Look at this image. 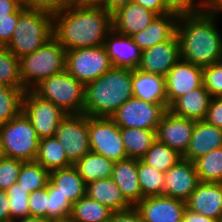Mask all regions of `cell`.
<instances>
[{"label":"cell","instance_id":"obj_31","mask_svg":"<svg viewBox=\"0 0 222 222\" xmlns=\"http://www.w3.org/2000/svg\"><path fill=\"white\" fill-rule=\"evenodd\" d=\"M113 211L105 205L84 196L72 205L73 222H108Z\"/></svg>","mask_w":222,"mask_h":222},{"label":"cell","instance_id":"obj_10","mask_svg":"<svg viewBox=\"0 0 222 222\" xmlns=\"http://www.w3.org/2000/svg\"><path fill=\"white\" fill-rule=\"evenodd\" d=\"M168 109L167 105L150 103L131 97L110 118L119 127L156 130Z\"/></svg>","mask_w":222,"mask_h":222},{"label":"cell","instance_id":"obj_12","mask_svg":"<svg viewBox=\"0 0 222 222\" xmlns=\"http://www.w3.org/2000/svg\"><path fill=\"white\" fill-rule=\"evenodd\" d=\"M65 150L68 160L74 165L91 151L88 134V116L67 114L54 135Z\"/></svg>","mask_w":222,"mask_h":222},{"label":"cell","instance_id":"obj_28","mask_svg":"<svg viewBox=\"0 0 222 222\" xmlns=\"http://www.w3.org/2000/svg\"><path fill=\"white\" fill-rule=\"evenodd\" d=\"M115 162L90 151L78 160L74 166L80 177L88 184L90 182L112 177Z\"/></svg>","mask_w":222,"mask_h":222},{"label":"cell","instance_id":"obj_57","mask_svg":"<svg viewBox=\"0 0 222 222\" xmlns=\"http://www.w3.org/2000/svg\"><path fill=\"white\" fill-rule=\"evenodd\" d=\"M51 222H73V221L70 218H67V219L51 220Z\"/></svg>","mask_w":222,"mask_h":222},{"label":"cell","instance_id":"obj_48","mask_svg":"<svg viewBox=\"0 0 222 222\" xmlns=\"http://www.w3.org/2000/svg\"><path fill=\"white\" fill-rule=\"evenodd\" d=\"M133 2L143 6L157 15L169 13L165 8L163 0H134Z\"/></svg>","mask_w":222,"mask_h":222},{"label":"cell","instance_id":"obj_47","mask_svg":"<svg viewBox=\"0 0 222 222\" xmlns=\"http://www.w3.org/2000/svg\"><path fill=\"white\" fill-rule=\"evenodd\" d=\"M108 222H143L139 211L132 207L128 210L113 212Z\"/></svg>","mask_w":222,"mask_h":222},{"label":"cell","instance_id":"obj_34","mask_svg":"<svg viewBox=\"0 0 222 222\" xmlns=\"http://www.w3.org/2000/svg\"><path fill=\"white\" fill-rule=\"evenodd\" d=\"M50 181V172L47 171L36 161L23 162L17 183L20 184L25 191L32 193L36 190L47 187Z\"/></svg>","mask_w":222,"mask_h":222},{"label":"cell","instance_id":"obj_33","mask_svg":"<svg viewBox=\"0 0 222 222\" xmlns=\"http://www.w3.org/2000/svg\"><path fill=\"white\" fill-rule=\"evenodd\" d=\"M137 171L142 199L164 195L165 177L163 172L152 168L142 159H138Z\"/></svg>","mask_w":222,"mask_h":222},{"label":"cell","instance_id":"obj_15","mask_svg":"<svg viewBox=\"0 0 222 222\" xmlns=\"http://www.w3.org/2000/svg\"><path fill=\"white\" fill-rule=\"evenodd\" d=\"M180 60V42L176 35L172 40L156 44L142 51L138 69L145 73L166 77Z\"/></svg>","mask_w":222,"mask_h":222},{"label":"cell","instance_id":"obj_40","mask_svg":"<svg viewBox=\"0 0 222 222\" xmlns=\"http://www.w3.org/2000/svg\"><path fill=\"white\" fill-rule=\"evenodd\" d=\"M23 162L19 159L0 158V190H7L17 183Z\"/></svg>","mask_w":222,"mask_h":222},{"label":"cell","instance_id":"obj_21","mask_svg":"<svg viewBox=\"0 0 222 222\" xmlns=\"http://www.w3.org/2000/svg\"><path fill=\"white\" fill-rule=\"evenodd\" d=\"M179 16L173 13L157 15L144 30L131 35L132 40L143 51L156 44L172 40L177 35Z\"/></svg>","mask_w":222,"mask_h":222},{"label":"cell","instance_id":"obj_6","mask_svg":"<svg viewBox=\"0 0 222 222\" xmlns=\"http://www.w3.org/2000/svg\"><path fill=\"white\" fill-rule=\"evenodd\" d=\"M32 91L67 114H83L85 86L66 70L42 80Z\"/></svg>","mask_w":222,"mask_h":222},{"label":"cell","instance_id":"obj_2","mask_svg":"<svg viewBox=\"0 0 222 222\" xmlns=\"http://www.w3.org/2000/svg\"><path fill=\"white\" fill-rule=\"evenodd\" d=\"M215 19V15L206 11L179 17L177 36L181 60L201 67L215 64L222 53V36Z\"/></svg>","mask_w":222,"mask_h":222},{"label":"cell","instance_id":"obj_49","mask_svg":"<svg viewBox=\"0 0 222 222\" xmlns=\"http://www.w3.org/2000/svg\"><path fill=\"white\" fill-rule=\"evenodd\" d=\"M22 9L20 0H0V18L8 17V14L19 13Z\"/></svg>","mask_w":222,"mask_h":222},{"label":"cell","instance_id":"obj_4","mask_svg":"<svg viewBox=\"0 0 222 222\" xmlns=\"http://www.w3.org/2000/svg\"><path fill=\"white\" fill-rule=\"evenodd\" d=\"M6 48L17 58L31 54L53 37V14L23 8Z\"/></svg>","mask_w":222,"mask_h":222},{"label":"cell","instance_id":"obj_3","mask_svg":"<svg viewBox=\"0 0 222 222\" xmlns=\"http://www.w3.org/2000/svg\"><path fill=\"white\" fill-rule=\"evenodd\" d=\"M133 97L132 69L115 68L85 85L83 114L90 117H111Z\"/></svg>","mask_w":222,"mask_h":222},{"label":"cell","instance_id":"obj_32","mask_svg":"<svg viewBox=\"0 0 222 222\" xmlns=\"http://www.w3.org/2000/svg\"><path fill=\"white\" fill-rule=\"evenodd\" d=\"M141 159L159 172L166 173L183 159V156L178 151L156 140Z\"/></svg>","mask_w":222,"mask_h":222},{"label":"cell","instance_id":"obj_46","mask_svg":"<svg viewBox=\"0 0 222 222\" xmlns=\"http://www.w3.org/2000/svg\"><path fill=\"white\" fill-rule=\"evenodd\" d=\"M205 121L222 129V97L211 98Z\"/></svg>","mask_w":222,"mask_h":222},{"label":"cell","instance_id":"obj_37","mask_svg":"<svg viewBox=\"0 0 222 222\" xmlns=\"http://www.w3.org/2000/svg\"><path fill=\"white\" fill-rule=\"evenodd\" d=\"M0 82L7 86L23 88L19 58L6 47H0Z\"/></svg>","mask_w":222,"mask_h":222},{"label":"cell","instance_id":"obj_53","mask_svg":"<svg viewBox=\"0 0 222 222\" xmlns=\"http://www.w3.org/2000/svg\"><path fill=\"white\" fill-rule=\"evenodd\" d=\"M133 1L134 0H107L105 4V10L112 14L119 8L128 5Z\"/></svg>","mask_w":222,"mask_h":222},{"label":"cell","instance_id":"obj_36","mask_svg":"<svg viewBox=\"0 0 222 222\" xmlns=\"http://www.w3.org/2000/svg\"><path fill=\"white\" fill-rule=\"evenodd\" d=\"M26 90L4 85L0 88V126L22 111V99Z\"/></svg>","mask_w":222,"mask_h":222},{"label":"cell","instance_id":"obj_51","mask_svg":"<svg viewBox=\"0 0 222 222\" xmlns=\"http://www.w3.org/2000/svg\"><path fill=\"white\" fill-rule=\"evenodd\" d=\"M182 222H220V220L205 217L199 213L190 211L186 208Z\"/></svg>","mask_w":222,"mask_h":222},{"label":"cell","instance_id":"obj_16","mask_svg":"<svg viewBox=\"0 0 222 222\" xmlns=\"http://www.w3.org/2000/svg\"><path fill=\"white\" fill-rule=\"evenodd\" d=\"M135 208L143 222H182L186 202L165 195L143 198Z\"/></svg>","mask_w":222,"mask_h":222},{"label":"cell","instance_id":"obj_50","mask_svg":"<svg viewBox=\"0 0 222 222\" xmlns=\"http://www.w3.org/2000/svg\"><path fill=\"white\" fill-rule=\"evenodd\" d=\"M0 222H10V203L6 190H0Z\"/></svg>","mask_w":222,"mask_h":222},{"label":"cell","instance_id":"obj_17","mask_svg":"<svg viewBox=\"0 0 222 222\" xmlns=\"http://www.w3.org/2000/svg\"><path fill=\"white\" fill-rule=\"evenodd\" d=\"M164 195L186 201L200 183L195 163L181 159L164 173Z\"/></svg>","mask_w":222,"mask_h":222},{"label":"cell","instance_id":"obj_9","mask_svg":"<svg viewBox=\"0 0 222 222\" xmlns=\"http://www.w3.org/2000/svg\"><path fill=\"white\" fill-rule=\"evenodd\" d=\"M91 151L114 162L127 159L120 127L110 117L88 116Z\"/></svg>","mask_w":222,"mask_h":222},{"label":"cell","instance_id":"obj_55","mask_svg":"<svg viewBox=\"0 0 222 222\" xmlns=\"http://www.w3.org/2000/svg\"><path fill=\"white\" fill-rule=\"evenodd\" d=\"M12 222H51V220L43 217H26Z\"/></svg>","mask_w":222,"mask_h":222},{"label":"cell","instance_id":"obj_13","mask_svg":"<svg viewBox=\"0 0 222 222\" xmlns=\"http://www.w3.org/2000/svg\"><path fill=\"white\" fill-rule=\"evenodd\" d=\"M195 120L183 118L167 110L156 129V140L183 155L189 146Z\"/></svg>","mask_w":222,"mask_h":222},{"label":"cell","instance_id":"obj_39","mask_svg":"<svg viewBox=\"0 0 222 222\" xmlns=\"http://www.w3.org/2000/svg\"><path fill=\"white\" fill-rule=\"evenodd\" d=\"M48 198L47 219L59 220L70 218L72 204L58 192V189L50 181L48 182Z\"/></svg>","mask_w":222,"mask_h":222},{"label":"cell","instance_id":"obj_58","mask_svg":"<svg viewBox=\"0 0 222 222\" xmlns=\"http://www.w3.org/2000/svg\"><path fill=\"white\" fill-rule=\"evenodd\" d=\"M5 157L4 152H3V148H2V142H1V137H0V158Z\"/></svg>","mask_w":222,"mask_h":222},{"label":"cell","instance_id":"obj_19","mask_svg":"<svg viewBox=\"0 0 222 222\" xmlns=\"http://www.w3.org/2000/svg\"><path fill=\"white\" fill-rule=\"evenodd\" d=\"M186 208L208 218H222V183L200 182L185 201Z\"/></svg>","mask_w":222,"mask_h":222},{"label":"cell","instance_id":"obj_45","mask_svg":"<svg viewBox=\"0 0 222 222\" xmlns=\"http://www.w3.org/2000/svg\"><path fill=\"white\" fill-rule=\"evenodd\" d=\"M19 18V13L8 14L0 18V47H6L13 37V32Z\"/></svg>","mask_w":222,"mask_h":222},{"label":"cell","instance_id":"obj_35","mask_svg":"<svg viewBox=\"0 0 222 222\" xmlns=\"http://www.w3.org/2000/svg\"><path fill=\"white\" fill-rule=\"evenodd\" d=\"M194 163L200 182L222 183V147L200 157Z\"/></svg>","mask_w":222,"mask_h":222},{"label":"cell","instance_id":"obj_25","mask_svg":"<svg viewBox=\"0 0 222 222\" xmlns=\"http://www.w3.org/2000/svg\"><path fill=\"white\" fill-rule=\"evenodd\" d=\"M132 88L133 97L168 106L165 77L134 69L132 70Z\"/></svg>","mask_w":222,"mask_h":222},{"label":"cell","instance_id":"obj_56","mask_svg":"<svg viewBox=\"0 0 222 222\" xmlns=\"http://www.w3.org/2000/svg\"><path fill=\"white\" fill-rule=\"evenodd\" d=\"M215 65H216L217 67H219L220 69H222V53H221V55L216 59Z\"/></svg>","mask_w":222,"mask_h":222},{"label":"cell","instance_id":"obj_8","mask_svg":"<svg viewBox=\"0 0 222 222\" xmlns=\"http://www.w3.org/2000/svg\"><path fill=\"white\" fill-rule=\"evenodd\" d=\"M104 45L66 51L65 70L84 86L112 68Z\"/></svg>","mask_w":222,"mask_h":222},{"label":"cell","instance_id":"obj_26","mask_svg":"<svg viewBox=\"0 0 222 222\" xmlns=\"http://www.w3.org/2000/svg\"><path fill=\"white\" fill-rule=\"evenodd\" d=\"M86 196L107 206L113 212L124 211L133 207L124 198L121 190L111 177L86 184Z\"/></svg>","mask_w":222,"mask_h":222},{"label":"cell","instance_id":"obj_7","mask_svg":"<svg viewBox=\"0 0 222 222\" xmlns=\"http://www.w3.org/2000/svg\"><path fill=\"white\" fill-rule=\"evenodd\" d=\"M0 137L5 157L24 162L36 160L40 138L23 111L0 126Z\"/></svg>","mask_w":222,"mask_h":222},{"label":"cell","instance_id":"obj_43","mask_svg":"<svg viewBox=\"0 0 222 222\" xmlns=\"http://www.w3.org/2000/svg\"><path fill=\"white\" fill-rule=\"evenodd\" d=\"M48 185L47 187L36 190L29 195L30 217L47 218L48 207Z\"/></svg>","mask_w":222,"mask_h":222},{"label":"cell","instance_id":"obj_20","mask_svg":"<svg viewBox=\"0 0 222 222\" xmlns=\"http://www.w3.org/2000/svg\"><path fill=\"white\" fill-rule=\"evenodd\" d=\"M156 16L154 12L132 2L112 13V29L131 36L148 27Z\"/></svg>","mask_w":222,"mask_h":222},{"label":"cell","instance_id":"obj_59","mask_svg":"<svg viewBox=\"0 0 222 222\" xmlns=\"http://www.w3.org/2000/svg\"><path fill=\"white\" fill-rule=\"evenodd\" d=\"M4 86V84L2 82H0V88H2Z\"/></svg>","mask_w":222,"mask_h":222},{"label":"cell","instance_id":"obj_24","mask_svg":"<svg viewBox=\"0 0 222 222\" xmlns=\"http://www.w3.org/2000/svg\"><path fill=\"white\" fill-rule=\"evenodd\" d=\"M211 98L210 93L202 84L177 98L168 110L183 118L195 121L205 120Z\"/></svg>","mask_w":222,"mask_h":222},{"label":"cell","instance_id":"obj_11","mask_svg":"<svg viewBox=\"0 0 222 222\" xmlns=\"http://www.w3.org/2000/svg\"><path fill=\"white\" fill-rule=\"evenodd\" d=\"M22 111L30 119L40 139L54 136L67 115L60 107L40 98L32 90L23 94Z\"/></svg>","mask_w":222,"mask_h":222},{"label":"cell","instance_id":"obj_41","mask_svg":"<svg viewBox=\"0 0 222 222\" xmlns=\"http://www.w3.org/2000/svg\"><path fill=\"white\" fill-rule=\"evenodd\" d=\"M166 10L180 16L195 15L205 11V0L194 4L195 0H163Z\"/></svg>","mask_w":222,"mask_h":222},{"label":"cell","instance_id":"obj_54","mask_svg":"<svg viewBox=\"0 0 222 222\" xmlns=\"http://www.w3.org/2000/svg\"><path fill=\"white\" fill-rule=\"evenodd\" d=\"M205 11L216 16L222 12V0H205Z\"/></svg>","mask_w":222,"mask_h":222},{"label":"cell","instance_id":"obj_14","mask_svg":"<svg viewBox=\"0 0 222 222\" xmlns=\"http://www.w3.org/2000/svg\"><path fill=\"white\" fill-rule=\"evenodd\" d=\"M202 84L203 67L180 59L165 77L168 108L177 98Z\"/></svg>","mask_w":222,"mask_h":222},{"label":"cell","instance_id":"obj_5","mask_svg":"<svg viewBox=\"0 0 222 222\" xmlns=\"http://www.w3.org/2000/svg\"><path fill=\"white\" fill-rule=\"evenodd\" d=\"M66 50L52 37L31 54L19 58L23 88L32 90L42 80L65 71Z\"/></svg>","mask_w":222,"mask_h":222},{"label":"cell","instance_id":"obj_27","mask_svg":"<svg viewBox=\"0 0 222 222\" xmlns=\"http://www.w3.org/2000/svg\"><path fill=\"white\" fill-rule=\"evenodd\" d=\"M50 182L72 205L86 196V183L74 165L51 171Z\"/></svg>","mask_w":222,"mask_h":222},{"label":"cell","instance_id":"obj_52","mask_svg":"<svg viewBox=\"0 0 222 222\" xmlns=\"http://www.w3.org/2000/svg\"><path fill=\"white\" fill-rule=\"evenodd\" d=\"M107 0H70L69 4L78 7L104 8Z\"/></svg>","mask_w":222,"mask_h":222},{"label":"cell","instance_id":"obj_23","mask_svg":"<svg viewBox=\"0 0 222 222\" xmlns=\"http://www.w3.org/2000/svg\"><path fill=\"white\" fill-rule=\"evenodd\" d=\"M137 168L138 159L127 158L117 161L114 164L111 177L121 190L124 198L133 207L142 200Z\"/></svg>","mask_w":222,"mask_h":222},{"label":"cell","instance_id":"obj_44","mask_svg":"<svg viewBox=\"0 0 222 222\" xmlns=\"http://www.w3.org/2000/svg\"><path fill=\"white\" fill-rule=\"evenodd\" d=\"M69 2L70 0H20L25 9L43 10L52 14L65 8Z\"/></svg>","mask_w":222,"mask_h":222},{"label":"cell","instance_id":"obj_29","mask_svg":"<svg viewBox=\"0 0 222 222\" xmlns=\"http://www.w3.org/2000/svg\"><path fill=\"white\" fill-rule=\"evenodd\" d=\"M127 158L141 159L156 141V130L120 127Z\"/></svg>","mask_w":222,"mask_h":222},{"label":"cell","instance_id":"obj_42","mask_svg":"<svg viewBox=\"0 0 222 222\" xmlns=\"http://www.w3.org/2000/svg\"><path fill=\"white\" fill-rule=\"evenodd\" d=\"M203 85L212 98L222 97V69L215 64L203 67Z\"/></svg>","mask_w":222,"mask_h":222},{"label":"cell","instance_id":"obj_18","mask_svg":"<svg viewBox=\"0 0 222 222\" xmlns=\"http://www.w3.org/2000/svg\"><path fill=\"white\" fill-rule=\"evenodd\" d=\"M104 47L113 67L138 69L142 50L131 36L120 34L112 29L104 40Z\"/></svg>","mask_w":222,"mask_h":222},{"label":"cell","instance_id":"obj_38","mask_svg":"<svg viewBox=\"0 0 222 222\" xmlns=\"http://www.w3.org/2000/svg\"><path fill=\"white\" fill-rule=\"evenodd\" d=\"M10 203V222L30 217L29 195L28 191L18 183L13 184L6 190Z\"/></svg>","mask_w":222,"mask_h":222},{"label":"cell","instance_id":"obj_1","mask_svg":"<svg viewBox=\"0 0 222 222\" xmlns=\"http://www.w3.org/2000/svg\"><path fill=\"white\" fill-rule=\"evenodd\" d=\"M112 30V14L104 8L67 5L53 14V37L66 51L104 45Z\"/></svg>","mask_w":222,"mask_h":222},{"label":"cell","instance_id":"obj_30","mask_svg":"<svg viewBox=\"0 0 222 222\" xmlns=\"http://www.w3.org/2000/svg\"><path fill=\"white\" fill-rule=\"evenodd\" d=\"M35 161L49 172L73 165L68 160L59 140L54 136L40 139Z\"/></svg>","mask_w":222,"mask_h":222},{"label":"cell","instance_id":"obj_22","mask_svg":"<svg viewBox=\"0 0 222 222\" xmlns=\"http://www.w3.org/2000/svg\"><path fill=\"white\" fill-rule=\"evenodd\" d=\"M222 147V129L207 123L195 121L194 130L183 159L195 162L209 152Z\"/></svg>","mask_w":222,"mask_h":222}]
</instances>
